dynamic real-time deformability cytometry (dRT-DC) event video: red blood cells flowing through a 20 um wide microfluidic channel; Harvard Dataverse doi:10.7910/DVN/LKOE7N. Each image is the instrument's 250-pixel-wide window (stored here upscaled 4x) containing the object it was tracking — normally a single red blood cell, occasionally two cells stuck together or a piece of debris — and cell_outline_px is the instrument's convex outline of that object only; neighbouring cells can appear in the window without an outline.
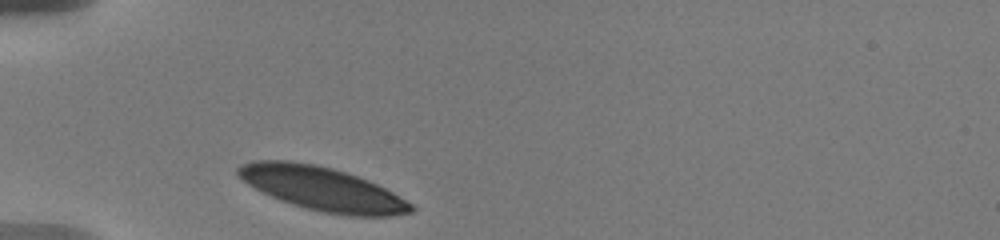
{"species": "human", "species_latin": "Homo sapiens", "temperature_condition": "warm", "stored_images_in_passage": 1, "camera_frame_rate_fps": 3000, "um_per_image_px": 0.085, "donor": {"sex": "male"}, "frame": {"image": 1, "passage_image": 1, "time_ms": 0.0, "image_size_px": [1000, 240], "cell_outline_px": [[416, 208], [412, 212], [392, 216], [348, 216], [324, 212], [304, 208], [280, 200], [248, 184], [236, 172], [236, 168], [244, 164], [256, 160], [288, 160], [312, 164], [332, 168], [368, 180], [392, 192], [412, 204]], "centroid_in_image_um": [27.41, 16.05], "position_along_channel_um": 57.6, "area_um2": 43.52}}